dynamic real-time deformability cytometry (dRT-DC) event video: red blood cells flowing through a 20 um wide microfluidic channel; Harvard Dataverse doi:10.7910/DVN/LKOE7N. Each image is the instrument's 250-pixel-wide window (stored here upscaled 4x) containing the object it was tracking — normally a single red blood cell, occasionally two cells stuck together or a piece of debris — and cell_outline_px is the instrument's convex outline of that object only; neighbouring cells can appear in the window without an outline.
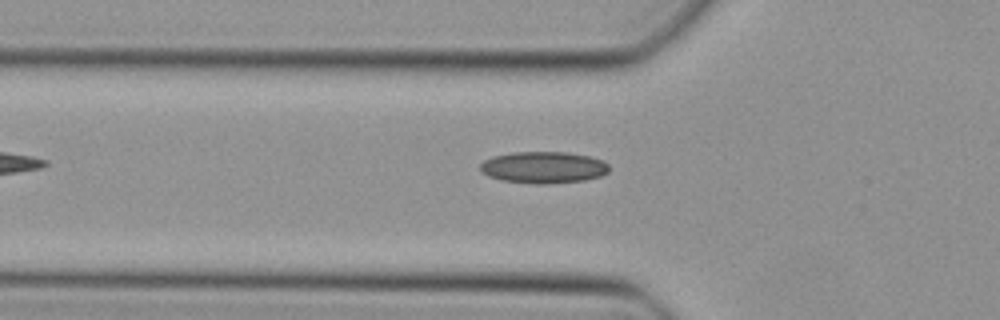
{"species": "Egyptian fruit bat (a non-hibernating species)", "species_latin": "Rousettus aegyptiacus", "temperature_condition": "cold", "stored_images_in_passage": 31, "camera_frame_rate_fps": 3000, "um_per_image_px": 0.085, "animal": {"sex": "female"}, "frame": {"image": 1, "passage_image": 2, "time_ms": 0.333, "image_size_px": [1000, 320], "cell_outline_px": [[608, 172], [600, 176], [584, 180], [548, 184], [536, 184], [500, 180], [488, 176], [480, 172], [480, 164], [484, 160], [492, 156], [512, 152], [568, 152], [588, 156], [604, 160], [608, 164]], "centroid_in_image_um": [46.17, 14.23], "position_along_channel_um": 79.6, "area_um2": 23.99}}
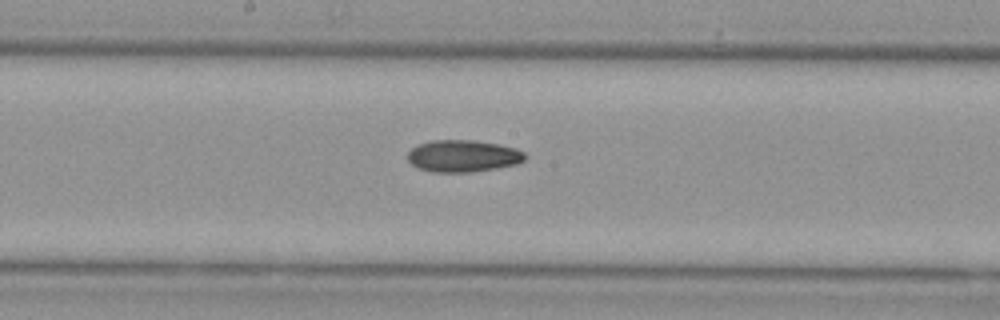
{"frame": {"image": 2, "passage_image": 11, "time_ms": 3.333, "image_size_px": [1000, 320], "cell_outline_px": [[528, 156], [520, 164], [472, 172], [436, 172], [420, 168], [412, 164], [408, 160], [408, 152], [416, 144], [432, 140], [476, 140], [500, 144], [516, 148], [524, 152]], "centroid_in_image_um": [39.4, 13.25], "position_along_channel_um": 208.8, "area_um2": 22.08}}
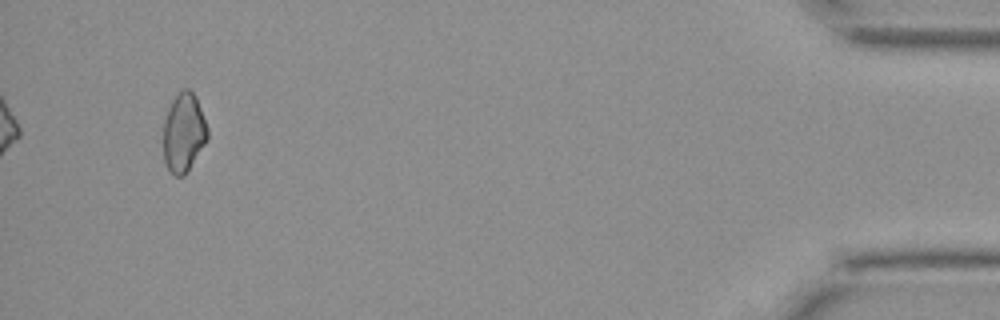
{"frame": {"image": 3, "passage_image": 31, "time_ms": 10.0, "image_size_px": [1000, 320], "cell_outline_px": [[208, 140], [184, 176], [176, 176], [168, 168], [164, 160], [164, 120], [168, 108], [172, 100], [184, 88], [188, 88], [196, 96], [208, 128]], "centroid_in_image_um": [15.63, 11.26], "position_along_channel_um": 419.6, "area_um2": 20.23}}